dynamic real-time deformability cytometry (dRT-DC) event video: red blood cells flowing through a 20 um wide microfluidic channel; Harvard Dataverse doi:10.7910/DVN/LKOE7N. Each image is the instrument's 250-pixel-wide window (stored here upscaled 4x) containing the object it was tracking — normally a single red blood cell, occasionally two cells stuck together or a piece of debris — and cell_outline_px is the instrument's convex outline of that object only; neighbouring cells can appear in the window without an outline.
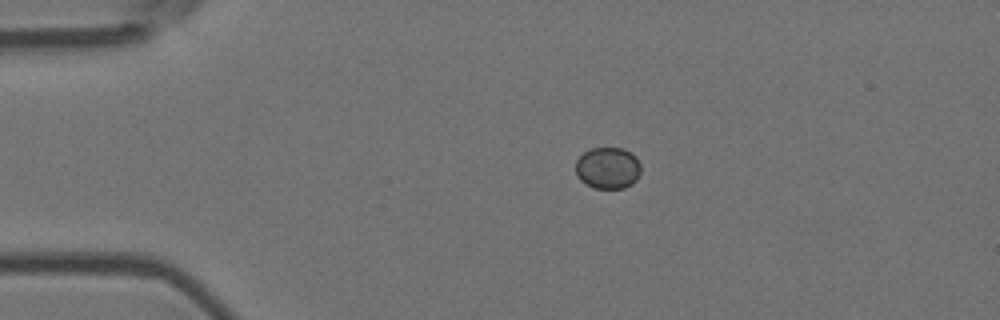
{"species": "Egyptian fruit bat (a non-hibernating species)", "species_latin": "Rousettus aegyptiacus", "temperature_condition": "room temperature", "stored_images_in_passage": 45, "camera_frame_rate_fps": 3000, "um_per_image_px": 0.085, "animal": {"sex": "female"}, "frame": {"image": 1, "passage_image": 1, "time_ms": 0.0, "image_size_px": [1000, 320], "cell_outline_px": [[640, 172], [636, 180], [632, 184], [624, 188], [596, 188], [580, 180], [576, 176], [576, 160], [584, 152], [592, 148], [624, 148], [636, 156], [640, 164]], "centroid_in_image_um": [51.67, 14.27], "position_along_channel_um": 33.3, "area_um2": 15.84}}
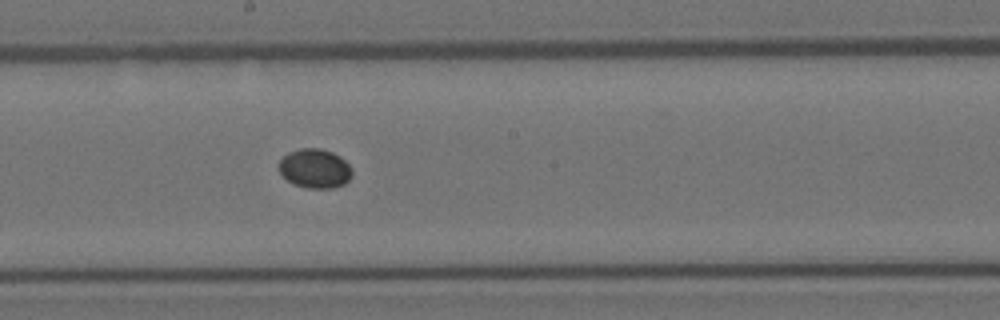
{"frame": {"image": 2, "passage_image": 20, "time_ms": 6.333, "image_size_px": [1000, 320], "cell_outline_px": [[352, 176], [344, 184], [332, 188], [308, 188], [292, 184], [280, 172], [280, 160], [288, 152], [300, 148], [320, 148], [332, 152], [340, 156], [352, 168]], "centroid_in_image_um": [26.78, 14.32], "position_along_channel_um": 221.4, "area_um2": 16.7}}
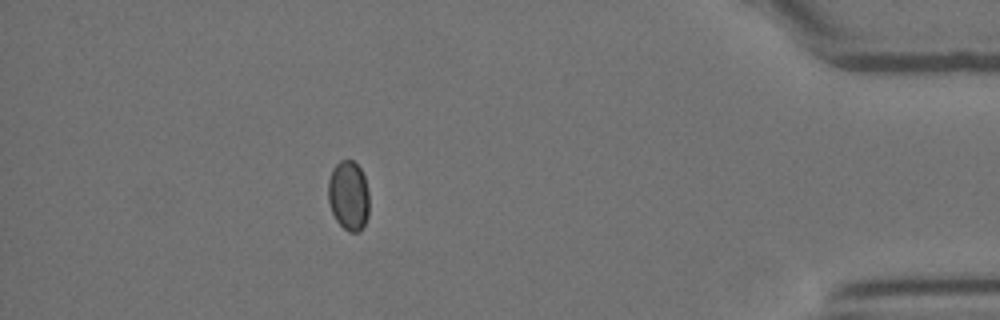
{"frame": {"image": 3, "passage_image": 39, "time_ms": 12.667, "image_size_px": [1000, 320], "cell_outline_px": [[368, 216], [360, 232], [348, 232], [336, 220], [332, 212], [328, 200], [328, 180], [332, 168], [340, 160], [352, 160], [360, 168], [364, 176], [368, 192]], "centroid_in_image_um": [29.62, 16.62], "position_along_channel_um": 405.6, "area_um2": 16.7}}